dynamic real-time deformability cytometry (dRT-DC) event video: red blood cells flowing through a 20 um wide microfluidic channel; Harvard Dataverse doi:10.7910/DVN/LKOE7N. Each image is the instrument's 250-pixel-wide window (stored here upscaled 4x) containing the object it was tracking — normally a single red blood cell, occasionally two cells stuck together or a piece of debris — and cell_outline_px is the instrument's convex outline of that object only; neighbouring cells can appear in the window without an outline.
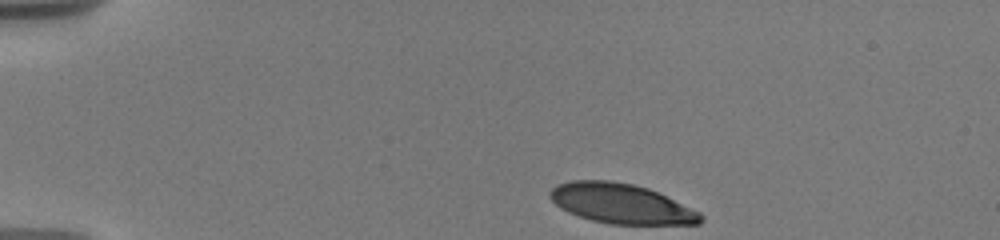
{"species": "human", "species_latin": "Homo sapiens", "temperature_condition": "warm", "stored_images_in_passage": 9, "camera_frame_rate_fps": 3000, "um_per_image_px": 0.085, "donor": {"sex": "male"}, "frame": {"image": 1, "passage_image": 1, "time_ms": 0.0, "image_size_px": [1000, 240], "cell_outline_px": [[704, 220], [700, 224], [608, 224], [592, 220], [568, 212], [560, 208], [548, 196], [548, 192], [556, 184], [572, 180], [612, 180], [632, 184], [648, 188], [700, 212], [704, 216]], "centroid_in_image_um": [52.78, 17.3], "position_along_channel_um": 32.2, "area_um2": 35.03}}
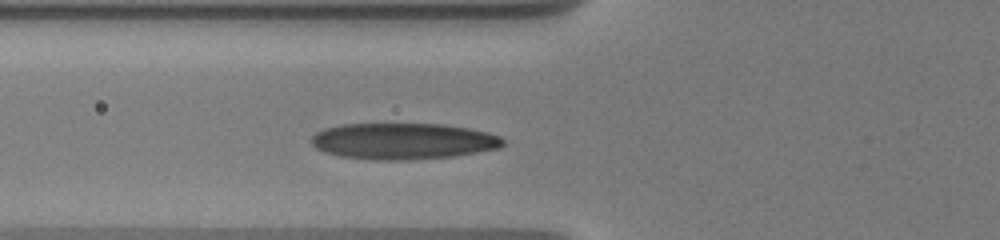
{"frame": {"image": 2, "passage_image": 6, "time_ms": 3.667, "image_size_px": [1000, 240], "cell_outline_px": [[504, 144], [500, 148], [452, 156], [404, 160], [372, 160], [340, 156], [324, 152], [316, 148], [308, 140], [316, 132], [324, 128], [340, 124], [444, 124], [468, 128], [488, 132], [500, 136], [504, 140]], "centroid_in_image_um": [34.23, 11.99], "position_along_channel_um": 91.6, "area_um2": 40.69}}
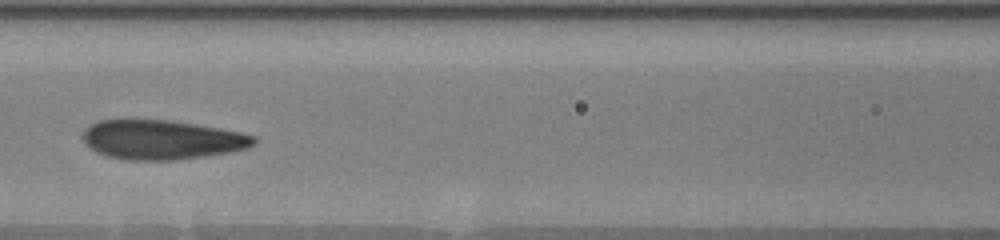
{"frame": {"image": 3, "passage_image": 8, "time_ms": 5.333, "image_size_px": [1000, 240], "cell_outline_px": [[256, 144], [248, 148], [232, 152], [176, 160], [128, 160], [108, 156], [96, 152], [84, 144], [84, 128], [100, 120], [132, 116], [172, 120], [220, 128], [240, 132], [256, 136]], "centroid_in_image_um": [13.73, 11.83], "position_along_channel_um": 152.9, "area_um2": 40.4}}